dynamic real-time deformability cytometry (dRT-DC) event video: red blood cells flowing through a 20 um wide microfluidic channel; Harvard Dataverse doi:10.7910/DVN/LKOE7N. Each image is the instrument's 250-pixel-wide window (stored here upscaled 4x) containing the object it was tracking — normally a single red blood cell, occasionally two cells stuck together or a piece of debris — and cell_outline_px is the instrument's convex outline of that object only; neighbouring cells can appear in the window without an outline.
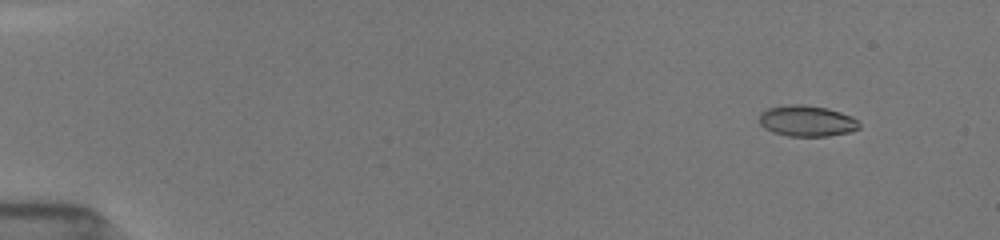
{"species": "common noctule bat (a hibernating species)", "species_latin": "Nyctalus noctula", "temperature_condition": "room temperature", "stored_images_in_passage": 28, "camera_frame_rate_fps": 3000, "um_per_image_px": 0.085, "animal": {"sex": "female", "body_mass_g": 19.5, "forearm_length_mm": 54.1}, "frame": {"image": 1, "passage_image": 11, "time_ms": 1.667, "image_size_px": [1000, 240], "cell_outline_px": [[860, 128], [848, 132], [828, 136], [788, 136], [772, 132], [764, 128], [760, 124], [760, 112], [768, 108], [788, 104], [804, 104], [828, 108], [852, 116], [860, 124]], "centroid_in_image_um": [68.57, 10.27], "position_along_channel_um": 16.4, "area_um2": 18.15}}
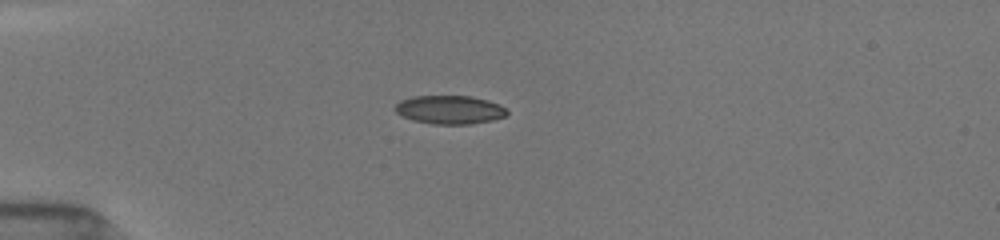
{"frame": {"image": 2, "passage_image": 23, "time_ms": 5.0, "image_size_px": [1000, 240], "cell_outline_px": [[508, 112], [504, 116], [492, 120], [468, 124], [432, 124], [412, 120], [396, 112], [392, 108], [400, 100], [412, 96], [472, 96], [488, 100], [500, 104], [508, 108]], "centroid_in_image_um": [38.22, 9.32], "position_along_channel_um": 46.8, "area_um2": 18.73}}